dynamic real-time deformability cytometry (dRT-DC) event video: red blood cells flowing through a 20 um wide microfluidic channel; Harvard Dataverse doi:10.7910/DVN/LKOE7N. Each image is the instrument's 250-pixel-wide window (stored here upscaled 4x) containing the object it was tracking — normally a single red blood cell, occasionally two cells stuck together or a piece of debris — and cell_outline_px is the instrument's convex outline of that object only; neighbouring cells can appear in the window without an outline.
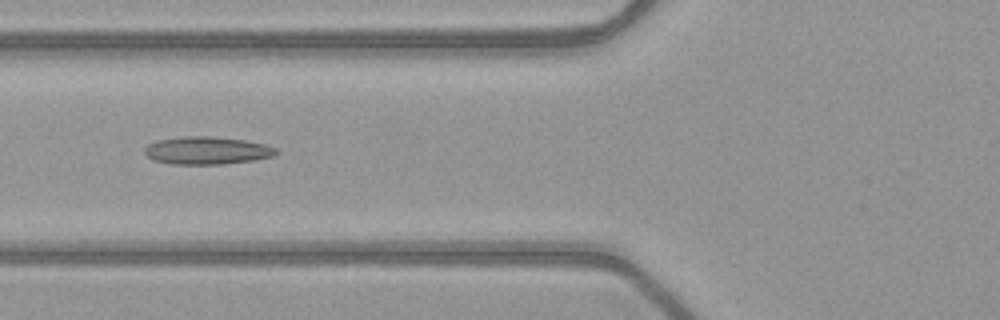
{"species": "common noctule bat (a hibernating species)", "species_latin": "Nyctalus noctula", "temperature_condition": "warm", "stored_images_in_passage": 36, "camera_frame_rate_fps": 3000, "um_per_image_px": 0.085, "animal": {"sex": "female", "body_mass_g": 21.9}, "frame": {"image": 1, "passage_image": 5, "time_ms": 1.333, "image_size_px": [1000, 320], "cell_outline_px": [[280, 152], [276, 156], [252, 160], [224, 164], [172, 164], [152, 160], [144, 152], [144, 148], [148, 144], [156, 140], [184, 136], [208, 136], [244, 140], [264, 144], [276, 148]], "centroid_in_image_um": [17.59, 12.79], "position_along_channel_um": 108.2, "area_um2": 21.33}}
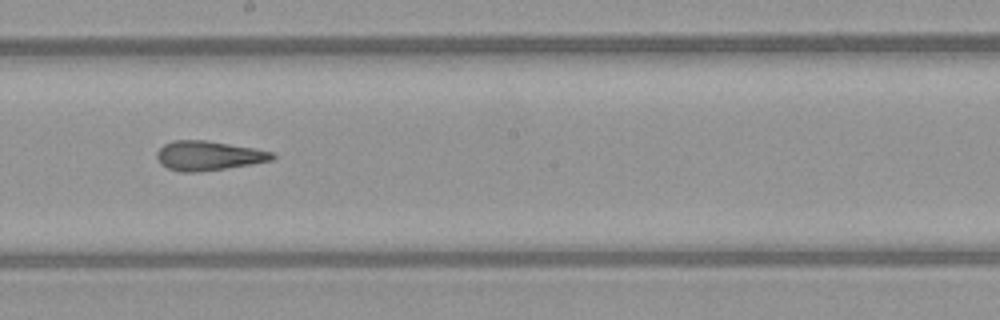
{"frame": {"image": 2, "passage_image": 14, "time_ms": 4.333, "image_size_px": [1000, 320], "cell_outline_px": [[276, 156], [272, 160], [252, 164], [196, 172], [180, 172], [168, 168], [160, 164], [156, 156], [156, 152], [164, 144], [172, 140], [208, 140], [256, 148], [272, 152]], "centroid_in_image_um": [17.7, 13.22], "position_along_channel_um": 230.5, "area_um2": 19.88}}
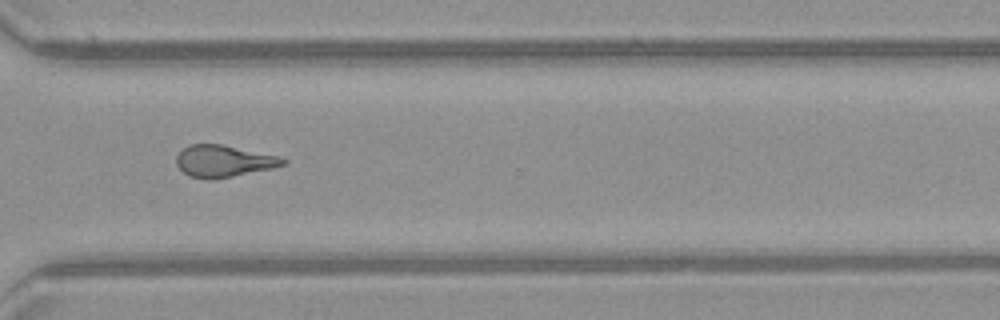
{"frame": {"image": 3, "passage_image": 23, "time_ms": 7.333, "image_size_px": [1000, 320], "cell_outline_px": [[288, 164], [272, 168], [212, 180], [208, 180], [188, 176], [176, 164], [176, 156], [188, 144], [220, 144], [276, 156], [288, 160]], "centroid_in_image_um": [18.98, 13.7], "position_along_channel_um": 351.6, "area_um2": 19.59}, "authors_computed_cell_mechanics": {"area_um2": 19.8832, "velocity_mm_per_s": 4.0535, "shape_relaxation_time_tau1_ms": null, "shape_relaxation_time_tau2_ms": 2.9139, "deformation_change_tau1": null, "deformation_change_tau2": 0.1374}}